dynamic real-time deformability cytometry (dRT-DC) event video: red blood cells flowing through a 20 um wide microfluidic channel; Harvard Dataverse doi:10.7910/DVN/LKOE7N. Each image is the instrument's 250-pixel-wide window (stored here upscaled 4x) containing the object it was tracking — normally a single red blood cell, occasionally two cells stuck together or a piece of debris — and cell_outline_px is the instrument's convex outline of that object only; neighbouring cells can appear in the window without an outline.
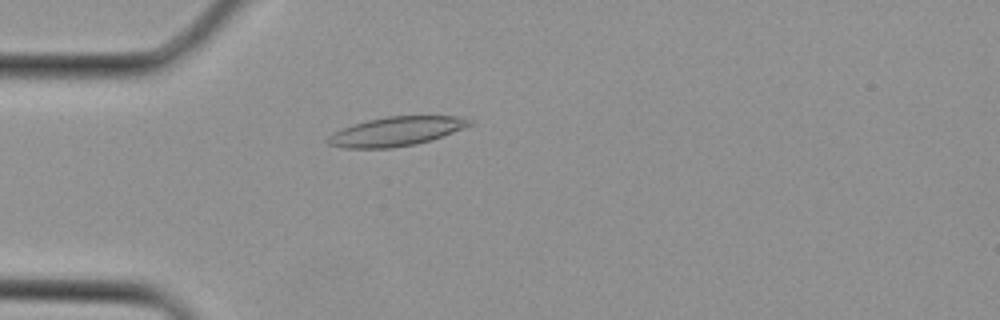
{"species": "Egyptian fruit bat (a non-hibernating species)", "species_latin": "Rousettus aegyptiacus", "temperature_condition": "cold", "stored_images_in_passage": 3, "camera_frame_rate_fps": 3000, "um_per_image_px": 0.085, "animal": {"sex": "female"}, "frame": {"image": 1, "passage_image": 3, "time_ms": 0.667, "image_size_px": [1000, 320], "cell_outline_px": [[472, 124], [432, 140], [416, 144], [392, 148], [344, 148], [328, 144], [324, 140], [332, 132], [340, 128], [352, 124], [368, 120], [388, 116], [456, 116], [472, 120]], "centroid_in_image_um": [33.6, 11.17], "position_along_channel_um": 51.4, "area_um2": 24.1}}